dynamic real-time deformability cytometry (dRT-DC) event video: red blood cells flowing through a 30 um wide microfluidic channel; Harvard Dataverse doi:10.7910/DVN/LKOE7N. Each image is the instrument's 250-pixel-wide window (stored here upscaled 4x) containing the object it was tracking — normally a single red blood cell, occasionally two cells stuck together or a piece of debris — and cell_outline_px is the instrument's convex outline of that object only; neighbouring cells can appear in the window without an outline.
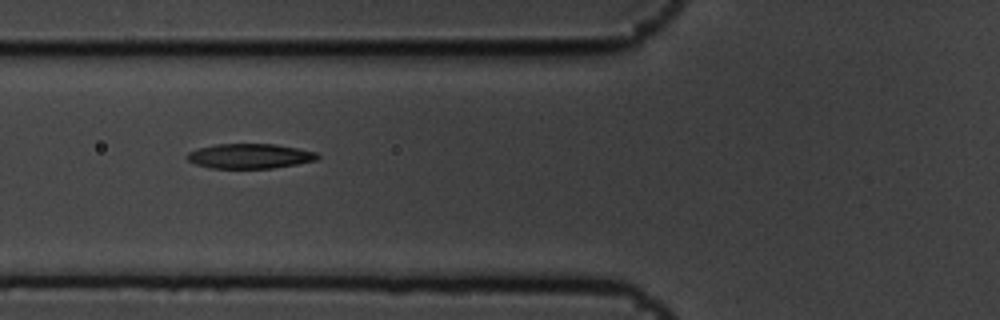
{"species": "common noctule bat (a hibernating species)", "species_latin": "Nyctalus noctula", "temperature_condition": "cold", "stored_images_in_passage": 9, "camera_frame_rate_fps": 3000, "um_per_image_px": 0.085, "animal": {"sex": "male", "body_mass_g": 19.5, "forearm_length_mm": 54.6}, "frame": {"image": 1, "passage_image": 6, "time_ms": 1.667, "image_size_px": [1000, 320], "cell_outline_px": [[320, 156], [316, 160], [296, 164], [272, 168], [212, 168], [196, 164], [188, 160], [184, 156], [188, 152], [200, 148], [216, 144], [276, 144], [316, 152]], "centroid_in_image_um": [21.22, 13.26], "position_along_channel_um": 104.6, "area_um2": 18.73}}
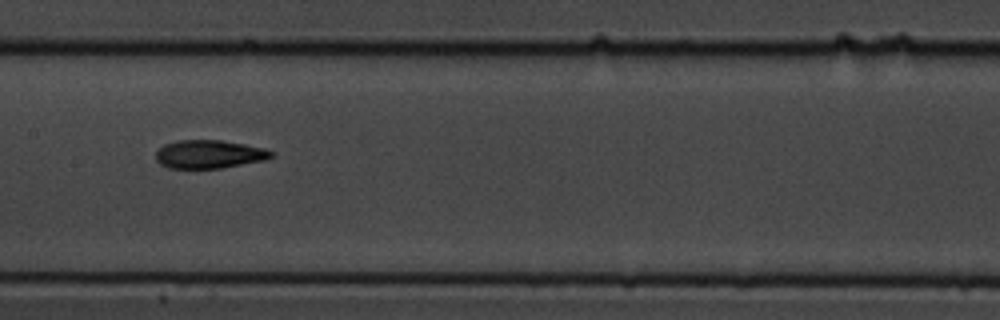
{"frame": {"image": 2, "passage_image": 8, "time_ms": 2.333, "image_size_px": [1000, 320], "cell_outline_px": [[276, 152], [272, 156], [264, 160], [220, 168], [168, 168], [160, 164], [156, 160], [156, 152], [164, 144], [176, 140], [220, 140], [244, 144], [264, 148]], "centroid_in_image_um": [17.76, 13.1], "position_along_channel_um": 189.6, "area_um2": 19.02}}
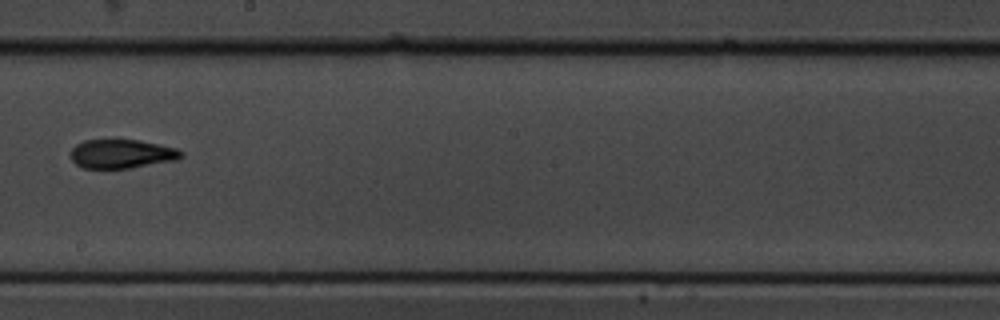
{"frame": {"image": 3, "passage_image": 9, "time_ms": 2.667, "image_size_px": [1000, 320], "cell_outline_px": [[184, 156], [176, 160], [132, 168], [84, 168], [76, 164], [68, 156], [68, 152], [76, 144], [84, 140], [140, 140], [160, 144], [176, 148], [184, 152]], "centroid_in_image_um": [10.33, 13.08], "position_along_channel_um": 237.9, "area_um2": 18.9}}